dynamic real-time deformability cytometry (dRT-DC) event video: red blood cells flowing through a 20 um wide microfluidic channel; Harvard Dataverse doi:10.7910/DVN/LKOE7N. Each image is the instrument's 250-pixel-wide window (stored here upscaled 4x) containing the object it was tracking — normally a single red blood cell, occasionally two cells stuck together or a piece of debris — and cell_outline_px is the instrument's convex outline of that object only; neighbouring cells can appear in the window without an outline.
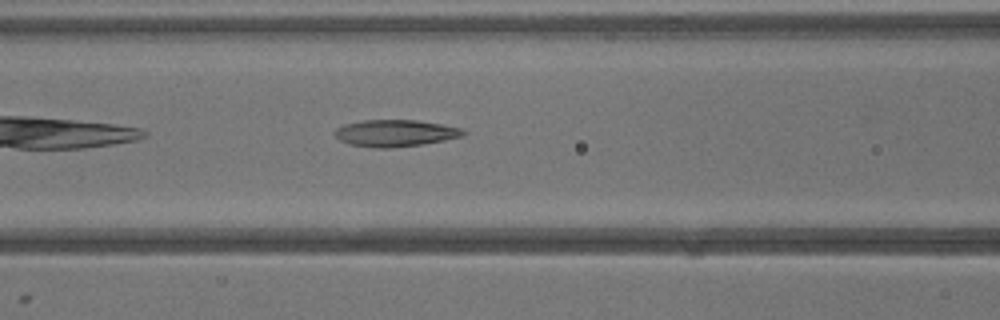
{"species": "common noctule bat (a hibernating species)", "species_latin": "Nyctalus noctula", "temperature_condition": "warm", "stored_images_in_passage": 21, "camera_frame_rate_fps": 3000, "um_per_image_px": 0.085, "animal": {"sex": "male", "body_mass_g": 13.3}, "frame": {"image": 1, "passage_image": 5, "time_ms": 1.333, "image_size_px": [1000, 320], "cell_outline_px": [[468, 132], [464, 136], [424, 144], [388, 148], [376, 148], [348, 144], [340, 140], [332, 132], [336, 128], [344, 124], [364, 120], [416, 120], [444, 124], [460, 128]], "centroid_in_image_um": [33.6, 11.31], "position_along_channel_um": 133.0, "area_um2": 20.23}}
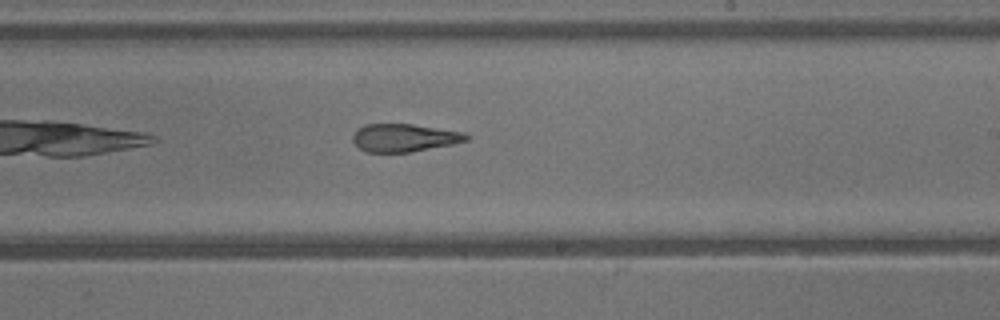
{"frame": {"image": 2, "passage_image": 12, "time_ms": 3.667, "image_size_px": [1000, 320], "cell_outline_px": [[472, 136], [468, 140], [452, 144], [412, 152], [368, 152], [360, 148], [352, 140], [352, 136], [356, 128], [364, 124], [412, 124], [464, 132]], "centroid_in_image_um": [34.36, 11.7], "position_along_channel_um": 254.6, "area_um2": 18.55}}
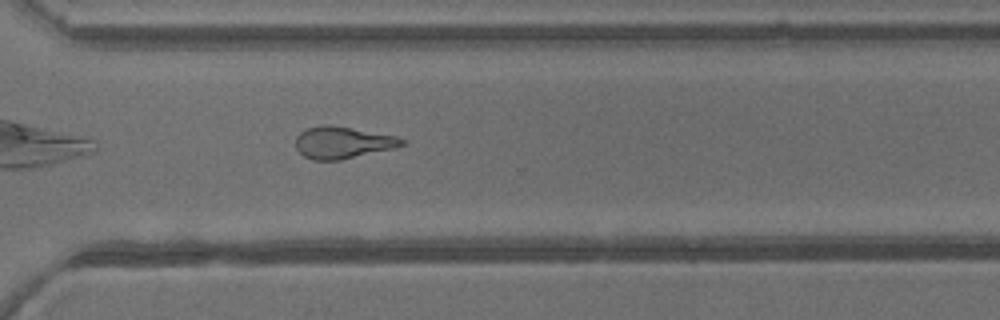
{"frame": {"image": 3, "passage_image": 17, "time_ms": 5.333, "image_size_px": [1000, 320], "cell_outline_px": [[408, 144], [396, 148], [340, 160], [312, 160], [304, 156], [296, 148], [296, 136], [300, 132], [308, 128], [324, 124], [332, 124], [396, 136], [404, 140]], "centroid_in_image_um": [29.15, 12.11], "position_along_channel_um": 341.5, "area_um2": 19.94}}